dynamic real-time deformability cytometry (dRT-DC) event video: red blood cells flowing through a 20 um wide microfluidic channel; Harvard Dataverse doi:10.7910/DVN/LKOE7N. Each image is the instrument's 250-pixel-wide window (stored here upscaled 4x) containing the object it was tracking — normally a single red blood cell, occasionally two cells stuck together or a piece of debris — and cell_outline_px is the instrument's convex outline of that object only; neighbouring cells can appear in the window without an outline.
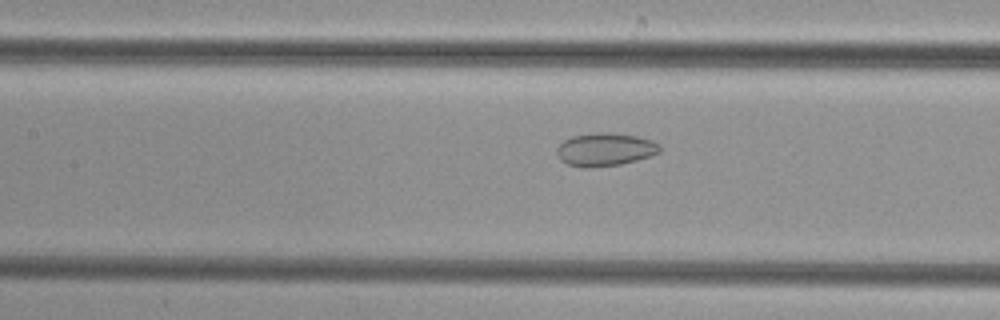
{"species": "common noctule bat (a hibernating species)", "species_latin": "Nyctalus noctula", "temperature_condition": "cold", "stored_images_in_passage": 46, "camera_frame_rate_fps": 3000, "um_per_image_px": 0.085, "animal": {"sex": "female", "body_mass_g": 29.2, "forearm_length_mm": 56.3}, "frame": {"image": 1, "passage_image": 18, "time_ms": 5.667, "image_size_px": [1000, 320], "cell_outline_px": [[660, 152], [652, 156], [620, 164], [588, 168], [584, 168], [568, 164], [560, 160], [556, 152], [556, 148], [564, 140], [572, 136], [596, 132], [608, 132], [636, 136], [652, 140], [660, 144]], "centroid_in_image_um": [51.43, 12.7], "position_along_channel_um": 156.0, "area_um2": 19.94}}
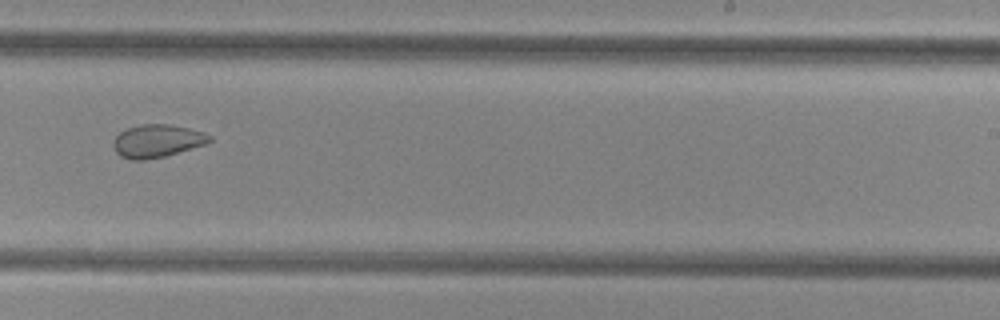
{"frame": {"image": 2, "passage_image": 27, "time_ms": 8.667, "image_size_px": [1000, 320], "cell_outline_px": [[212, 140], [208, 144], [164, 156], [144, 160], [132, 160], [120, 156], [116, 152], [112, 144], [116, 136], [120, 132], [128, 128], [140, 124], [168, 124], [188, 128], [204, 132], [212, 136]], "centroid_in_image_um": [13.38, 11.98], "position_along_channel_um": 275.6, "area_um2": 18.5}}
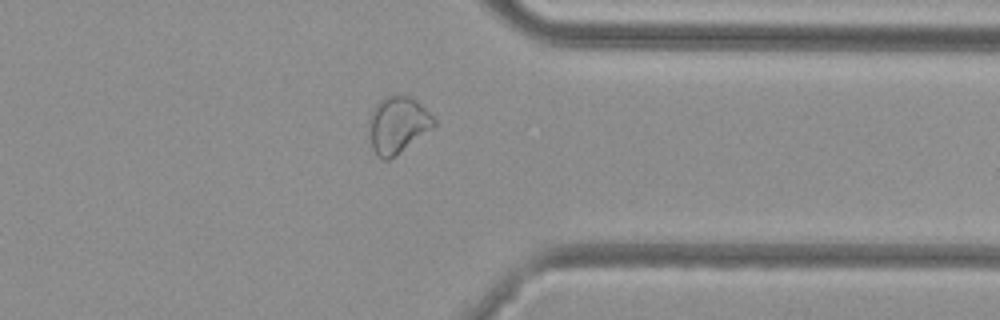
{"frame": {"image": 3, "passage_image": 35, "time_ms": 11.333, "image_size_px": [1000, 320], "cell_outline_px": [[436, 124], [432, 128], [388, 160], [380, 160], [376, 156], [372, 148], [368, 128], [368, 120], [372, 108], [384, 96], [408, 96], [416, 100], [436, 120]], "centroid_in_image_um": [33.75, 10.62], "position_along_channel_um": 377.7, "area_um2": 21.27}}